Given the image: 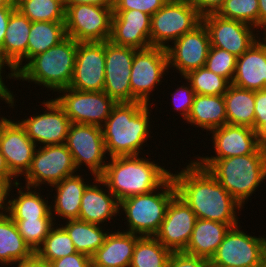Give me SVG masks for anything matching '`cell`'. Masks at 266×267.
<instances>
[{"label": "cell", "instance_id": "obj_17", "mask_svg": "<svg viewBox=\"0 0 266 267\" xmlns=\"http://www.w3.org/2000/svg\"><path fill=\"white\" fill-rule=\"evenodd\" d=\"M137 49L105 41L104 92L117 103L136 102L132 96L130 74Z\"/></svg>", "mask_w": 266, "mask_h": 267}, {"label": "cell", "instance_id": "obj_40", "mask_svg": "<svg viewBox=\"0 0 266 267\" xmlns=\"http://www.w3.org/2000/svg\"><path fill=\"white\" fill-rule=\"evenodd\" d=\"M18 231L29 247L36 252L42 245L50 230L55 226L54 219L13 220Z\"/></svg>", "mask_w": 266, "mask_h": 267}, {"label": "cell", "instance_id": "obj_8", "mask_svg": "<svg viewBox=\"0 0 266 267\" xmlns=\"http://www.w3.org/2000/svg\"><path fill=\"white\" fill-rule=\"evenodd\" d=\"M202 22V16L186 0H168L151 16V46L167 48Z\"/></svg>", "mask_w": 266, "mask_h": 267}, {"label": "cell", "instance_id": "obj_47", "mask_svg": "<svg viewBox=\"0 0 266 267\" xmlns=\"http://www.w3.org/2000/svg\"><path fill=\"white\" fill-rule=\"evenodd\" d=\"M225 0H188V2L201 15L217 13L224 4Z\"/></svg>", "mask_w": 266, "mask_h": 267}, {"label": "cell", "instance_id": "obj_20", "mask_svg": "<svg viewBox=\"0 0 266 267\" xmlns=\"http://www.w3.org/2000/svg\"><path fill=\"white\" fill-rule=\"evenodd\" d=\"M197 216L177 194L167 206L164 220L154 236L172 252L183 251L191 237Z\"/></svg>", "mask_w": 266, "mask_h": 267}, {"label": "cell", "instance_id": "obj_49", "mask_svg": "<svg viewBox=\"0 0 266 267\" xmlns=\"http://www.w3.org/2000/svg\"><path fill=\"white\" fill-rule=\"evenodd\" d=\"M255 119L266 118V89L255 91Z\"/></svg>", "mask_w": 266, "mask_h": 267}, {"label": "cell", "instance_id": "obj_23", "mask_svg": "<svg viewBox=\"0 0 266 267\" xmlns=\"http://www.w3.org/2000/svg\"><path fill=\"white\" fill-rule=\"evenodd\" d=\"M93 181L83 193L78 219L105 226L107 223L104 222L114 220V217L116 220V216L121 215L120 202L100 177L94 178Z\"/></svg>", "mask_w": 266, "mask_h": 267}, {"label": "cell", "instance_id": "obj_6", "mask_svg": "<svg viewBox=\"0 0 266 267\" xmlns=\"http://www.w3.org/2000/svg\"><path fill=\"white\" fill-rule=\"evenodd\" d=\"M176 194V186L170 176L158 189L120 201L119 212L125 214L124 224H127V229L123 231L141 237L155 236L164 220L167 206Z\"/></svg>", "mask_w": 266, "mask_h": 267}, {"label": "cell", "instance_id": "obj_41", "mask_svg": "<svg viewBox=\"0 0 266 267\" xmlns=\"http://www.w3.org/2000/svg\"><path fill=\"white\" fill-rule=\"evenodd\" d=\"M236 63L237 57L235 55L211 46L205 66L209 71L226 78L231 83L235 75Z\"/></svg>", "mask_w": 266, "mask_h": 267}, {"label": "cell", "instance_id": "obj_33", "mask_svg": "<svg viewBox=\"0 0 266 267\" xmlns=\"http://www.w3.org/2000/svg\"><path fill=\"white\" fill-rule=\"evenodd\" d=\"M223 97L227 123L254 129L255 91L242 89L231 84Z\"/></svg>", "mask_w": 266, "mask_h": 267}, {"label": "cell", "instance_id": "obj_55", "mask_svg": "<svg viewBox=\"0 0 266 267\" xmlns=\"http://www.w3.org/2000/svg\"><path fill=\"white\" fill-rule=\"evenodd\" d=\"M16 267H48V265L44 264L43 262L38 261L36 258L27 261L18 263Z\"/></svg>", "mask_w": 266, "mask_h": 267}, {"label": "cell", "instance_id": "obj_18", "mask_svg": "<svg viewBox=\"0 0 266 267\" xmlns=\"http://www.w3.org/2000/svg\"><path fill=\"white\" fill-rule=\"evenodd\" d=\"M105 41L77 42L76 60L69 88L104 91Z\"/></svg>", "mask_w": 266, "mask_h": 267}, {"label": "cell", "instance_id": "obj_43", "mask_svg": "<svg viewBox=\"0 0 266 267\" xmlns=\"http://www.w3.org/2000/svg\"><path fill=\"white\" fill-rule=\"evenodd\" d=\"M168 0H115L113 11L139 10L150 16L162 8Z\"/></svg>", "mask_w": 266, "mask_h": 267}, {"label": "cell", "instance_id": "obj_25", "mask_svg": "<svg viewBox=\"0 0 266 267\" xmlns=\"http://www.w3.org/2000/svg\"><path fill=\"white\" fill-rule=\"evenodd\" d=\"M261 37L237 57L232 85L253 91L266 89V33Z\"/></svg>", "mask_w": 266, "mask_h": 267}, {"label": "cell", "instance_id": "obj_45", "mask_svg": "<svg viewBox=\"0 0 266 267\" xmlns=\"http://www.w3.org/2000/svg\"><path fill=\"white\" fill-rule=\"evenodd\" d=\"M91 258L83 253L76 252L72 255L51 261L48 267H91Z\"/></svg>", "mask_w": 266, "mask_h": 267}, {"label": "cell", "instance_id": "obj_54", "mask_svg": "<svg viewBox=\"0 0 266 267\" xmlns=\"http://www.w3.org/2000/svg\"><path fill=\"white\" fill-rule=\"evenodd\" d=\"M0 177H4L7 179H16V177L9 170L5 158L1 152H0Z\"/></svg>", "mask_w": 266, "mask_h": 267}, {"label": "cell", "instance_id": "obj_52", "mask_svg": "<svg viewBox=\"0 0 266 267\" xmlns=\"http://www.w3.org/2000/svg\"><path fill=\"white\" fill-rule=\"evenodd\" d=\"M258 31L266 33V0H258Z\"/></svg>", "mask_w": 266, "mask_h": 267}, {"label": "cell", "instance_id": "obj_11", "mask_svg": "<svg viewBox=\"0 0 266 267\" xmlns=\"http://www.w3.org/2000/svg\"><path fill=\"white\" fill-rule=\"evenodd\" d=\"M166 73L169 74V68L165 48L151 46L137 49L130 74L132 96L144 104H154L150 102V97L157 86L162 84L163 77L168 75Z\"/></svg>", "mask_w": 266, "mask_h": 267}, {"label": "cell", "instance_id": "obj_13", "mask_svg": "<svg viewBox=\"0 0 266 267\" xmlns=\"http://www.w3.org/2000/svg\"><path fill=\"white\" fill-rule=\"evenodd\" d=\"M65 27L76 42L109 41L113 8L89 4L65 5Z\"/></svg>", "mask_w": 266, "mask_h": 267}, {"label": "cell", "instance_id": "obj_35", "mask_svg": "<svg viewBox=\"0 0 266 267\" xmlns=\"http://www.w3.org/2000/svg\"><path fill=\"white\" fill-rule=\"evenodd\" d=\"M171 253L154 236H143L135 244L129 267H168Z\"/></svg>", "mask_w": 266, "mask_h": 267}, {"label": "cell", "instance_id": "obj_9", "mask_svg": "<svg viewBox=\"0 0 266 267\" xmlns=\"http://www.w3.org/2000/svg\"><path fill=\"white\" fill-rule=\"evenodd\" d=\"M80 172L85 165L93 178L100 177L109 159L106 157L102 128L97 125L71 123L64 143Z\"/></svg>", "mask_w": 266, "mask_h": 267}, {"label": "cell", "instance_id": "obj_26", "mask_svg": "<svg viewBox=\"0 0 266 267\" xmlns=\"http://www.w3.org/2000/svg\"><path fill=\"white\" fill-rule=\"evenodd\" d=\"M82 176L84 175L76 173L65 177L61 182L51 186L52 191L50 192H53V190L56 191V193H53L55 195H53L54 197L51 201L52 205L50 204L51 214L56 224L57 216L60 217L58 220L64 219L63 222L78 219L83 193L86 187L90 184V180L85 182V179Z\"/></svg>", "mask_w": 266, "mask_h": 267}, {"label": "cell", "instance_id": "obj_1", "mask_svg": "<svg viewBox=\"0 0 266 267\" xmlns=\"http://www.w3.org/2000/svg\"><path fill=\"white\" fill-rule=\"evenodd\" d=\"M189 162L179 172H171L177 195L195 212L197 219L228 225L240 224L237 215L244 207L221 186L208 169L202 168L193 159Z\"/></svg>", "mask_w": 266, "mask_h": 267}, {"label": "cell", "instance_id": "obj_4", "mask_svg": "<svg viewBox=\"0 0 266 267\" xmlns=\"http://www.w3.org/2000/svg\"><path fill=\"white\" fill-rule=\"evenodd\" d=\"M243 207L266 179V150L224 159H197ZM257 189V190H256ZM247 201V202H246Z\"/></svg>", "mask_w": 266, "mask_h": 267}, {"label": "cell", "instance_id": "obj_42", "mask_svg": "<svg viewBox=\"0 0 266 267\" xmlns=\"http://www.w3.org/2000/svg\"><path fill=\"white\" fill-rule=\"evenodd\" d=\"M185 82L181 86H177L175 91L170 94L172 95V104L174 111L180 113V116L184 119L183 122L187 120V117L190 113L193 100L195 97V92L193 91L190 83L184 78Z\"/></svg>", "mask_w": 266, "mask_h": 267}, {"label": "cell", "instance_id": "obj_38", "mask_svg": "<svg viewBox=\"0 0 266 267\" xmlns=\"http://www.w3.org/2000/svg\"><path fill=\"white\" fill-rule=\"evenodd\" d=\"M183 78L199 95H224L231 85L226 78L209 71L206 66L189 72Z\"/></svg>", "mask_w": 266, "mask_h": 267}, {"label": "cell", "instance_id": "obj_28", "mask_svg": "<svg viewBox=\"0 0 266 267\" xmlns=\"http://www.w3.org/2000/svg\"><path fill=\"white\" fill-rule=\"evenodd\" d=\"M21 184L24 183L19 182L14 185V189H18V194L14 195V197L17 195L15 198L13 195L10 197L8 216L12 220L54 219L49 205L51 202L47 200L49 199L47 195L45 198L40 188L38 190L24 185L22 187Z\"/></svg>", "mask_w": 266, "mask_h": 267}, {"label": "cell", "instance_id": "obj_50", "mask_svg": "<svg viewBox=\"0 0 266 267\" xmlns=\"http://www.w3.org/2000/svg\"><path fill=\"white\" fill-rule=\"evenodd\" d=\"M254 131L256 133L259 147L266 150V118L255 119Z\"/></svg>", "mask_w": 266, "mask_h": 267}, {"label": "cell", "instance_id": "obj_12", "mask_svg": "<svg viewBox=\"0 0 266 267\" xmlns=\"http://www.w3.org/2000/svg\"><path fill=\"white\" fill-rule=\"evenodd\" d=\"M62 93V94H60ZM54 99L63 108L71 123L102 126L117 102L104 91H79L64 88Z\"/></svg>", "mask_w": 266, "mask_h": 267}, {"label": "cell", "instance_id": "obj_36", "mask_svg": "<svg viewBox=\"0 0 266 267\" xmlns=\"http://www.w3.org/2000/svg\"><path fill=\"white\" fill-rule=\"evenodd\" d=\"M72 239L57 223L50 230L42 245L36 250L35 258L48 265L51 261L76 253Z\"/></svg>", "mask_w": 266, "mask_h": 267}, {"label": "cell", "instance_id": "obj_5", "mask_svg": "<svg viewBox=\"0 0 266 267\" xmlns=\"http://www.w3.org/2000/svg\"><path fill=\"white\" fill-rule=\"evenodd\" d=\"M76 52L77 42L67 36L54 47L33 57L13 79L33 82L53 92L68 88L73 77Z\"/></svg>", "mask_w": 266, "mask_h": 267}, {"label": "cell", "instance_id": "obj_39", "mask_svg": "<svg viewBox=\"0 0 266 267\" xmlns=\"http://www.w3.org/2000/svg\"><path fill=\"white\" fill-rule=\"evenodd\" d=\"M258 0H225L216 13L220 17L233 19L258 29Z\"/></svg>", "mask_w": 266, "mask_h": 267}, {"label": "cell", "instance_id": "obj_53", "mask_svg": "<svg viewBox=\"0 0 266 267\" xmlns=\"http://www.w3.org/2000/svg\"><path fill=\"white\" fill-rule=\"evenodd\" d=\"M5 67H7V66L0 60V94L2 96H11L13 94V91H11L10 88H8L6 86V84H5L4 80H3L5 78L3 76L6 73L5 69H8V68H5ZM3 72H4V75H3Z\"/></svg>", "mask_w": 266, "mask_h": 267}, {"label": "cell", "instance_id": "obj_44", "mask_svg": "<svg viewBox=\"0 0 266 267\" xmlns=\"http://www.w3.org/2000/svg\"><path fill=\"white\" fill-rule=\"evenodd\" d=\"M168 267H211L209 260L185 253L174 251L171 253Z\"/></svg>", "mask_w": 266, "mask_h": 267}, {"label": "cell", "instance_id": "obj_48", "mask_svg": "<svg viewBox=\"0 0 266 267\" xmlns=\"http://www.w3.org/2000/svg\"><path fill=\"white\" fill-rule=\"evenodd\" d=\"M16 9L15 2L10 3L4 8H0V60L3 62V43L6 28L10 19L11 13Z\"/></svg>", "mask_w": 266, "mask_h": 267}, {"label": "cell", "instance_id": "obj_57", "mask_svg": "<svg viewBox=\"0 0 266 267\" xmlns=\"http://www.w3.org/2000/svg\"><path fill=\"white\" fill-rule=\"evenodd\" d=\"M12 2H15V0H0V8L8 6Z\"/></svg>", "mask_w": 266, "mask_h": 267}, {"label": "cell", "instance_id": "obj_30", "mask_svg": "<svg viewBox=\"0 0 266 267\" xmlns=\"http://www.w3.org/2000/svg\"><path fill=\"white\" fill-rule=\"evenodd\" d=\"M186 123L210 132L227 124L223 95L195 94Z\"/></svg>", "mask_w": 266, "mask_h": 267}, {"label": "cell", "instance_id": "obj_32", "mask_svg": "<svg viewBox=\"0 0 266 267\" xmlns=\"http://www.w3.org/2000/svg\"><path fill=\"white\" fill-rule=\"evenodd\" d=\"M59 225L72 239L76 251L90 258L103 245L105 237L110 230V228L105 229L106 227L104 226L91 224L79 219L67 220Z\"/></svg>", "mask_w": 266, "mask_h": 267}, {"label": "cell", "instance_id": "obj_27", "mask_svg": "<svg viewBox=\"0 0 266 267\" xmlns=\"http://www.w3.org/2000/svg\"><path fill=\"white\" fill-rule=\"evenodd\" d=\"M141 236L119 231H111L106 235L103 245L91 257V266L129 267L133 250Z\"/></svg>", "mask_w": 266, "mask_h": 267}, {"label": "cell", "instance_id": "obj_7", "mask_svg": "<svg viewBox=\"0 0 266 267\" xmlns=\"http://www.w3.org/2000/svg\"><path fill=\"white\" fill-rule=\"evenodd\" d=\"M241 228L238 224L229 229L209 260L211 267H266V237Z\"/></svg>", "mask_w": 266, "mask_h": 267}, {"label": "cell", "instance_id": "obj_51", "mask_svg": "<svg viewBox=\"0 0 266 267\" xmlns=\"http://www.w3.org/2000/svg\"><path fill=\"white\" fill-rule=\"evenodd\" d=\"M81 4L114 8L115 0H68L65 3V5H81Z\"/></svg>", "mask_w": 266, "mask_h": 267}, {"label": "cell", "instance_id": "obj_21", "mask_svg": "<svg viewBox=\"0 0 266 267\" xmlns=\"http://www.w3.org/2000/svg\"><path fill=\"white\" fill-rule=\"evenodd\" d=\"M214 156H194V159H224L254 153L258 148L256 133L253 128L243 125L226 124L211 130ZM216 155V156H215Z\"/></svg>", "mask_w": 266, "mask_h": 267}, {"label": "cell", "instance_id": "obj_24", "mask_svg": "<svg viewBox=\"0 0 266 267\" xmlns=\"http://www.w3.org/2000/svg\"><path fill=\"white\" fill-rule=\"evenodd\" d=\"M31 24L30 19L17 8L10 15L3 43V63L10 70V73L5 75L6 79H13L26 65Z\"/></svg>", "mask_w": 266, "mask_h": 267}, {"label": "cell", "instance_id": "obj_14", "mask_svg": "<svg viewBox=\"0 0 266 267\" xmlns=\"http://www.w3.org/2000/svg\"><path fill=\"white\" fill-rule=\"evenodd\" d=\"M171 44L166 48L168 68L179 73L181 78L205 66L211 43L203 22Z\"/></svg>", "mask_w": 266, "mask_h": 267}, {"label": "cell", "instance_id": "obj_34", "mask_svg": "<svg viewBox=\"0 0 266 267\" xmlns=\"http://www.w3.org/2000/svg\"><path fill=\"white\" fill-rule=\"evenodd\" d=\"M66 37L65 21L32 22L27 46V63Z\"/></svg>", "mask_w": 266, "mask_h": 267}, {"label": "cell", "instance_id": "obj_2", "mask_svg": "<svg viewBox=\"0 0 266 267\" xmlns=\"http://www.w3.org/2000/svg\"><path fill=\"white\" fill-rule=\"evenodd\" d=\"M151 106V107H150ZM153 105L142 102L117 103L101 126L107 156L141 155L151 137L150 119ZM150 110V111H149Z\"/></svg>", "mask_w": 266, "mask_h": 267}, {"label": "cell", "instance_id": "obj_16", "mask_svg": "<svg viewBox=\"0 0 266 267\" xmlns=\"http://www.w3.org/2000/svg\"><path fill=\"white\" fill-rule=\"evenodd\" d=\"M44 112L18 120L27 136L40 147L64 144L70 127V119L55 99L42 101ZM34 115V116H33Z\"/></svg>", "mask_w": 266, "mask_h": 267}, {"label": "cell", "instance_id": "obj_46", "mask_svg": "<svg viewBox=\"0 0 266 267\" xmlns=\"http://www.w3.org/2000/svg\"><path fill=\"white\" fill-rule=\"evenodd\" d=\"M19 180L0 177V218L8 215L10 193L14 185L20 182Z\"/></svg>", "mask_w": 266, "mask_h": 267}, {"label": "cell", "instance_id": "obj_56", "mask_svg": "<svg viewBox=\"0 0 266 267\" xmlns=\"http://www.w3.org/2000/svg\"><path fill=\"white\" fill-rule=\"evenodd\" d=\"M16 96L14 94H12L11 96H1L0 97V101H4L6 104H8L7 106H11L10 108H14V106H16V99H14ZM1 116V114H0ZM6 116H1L0 117V123L5 119Z\"/></svg>", "mask_w": 266, "mask_h": 267}, {"label": "cell", "instance_id": "obj_10", "mask_svg": "<svg viewBox=\"0 0 266 267\" xmlns=\"http://www.w3.org/2000/svg\"><path fill=\"white\" fill-rule=\"evenodd\" d=\"M77 171L65 144L47 145L36 148L31 166L22 177L25 186L39 189L43 185L51 187Z\"/></svg>", "mask_w": 266, "mask_h": 267}, {"label": "cell", "instance_id": "obj_3", "mask_svg": "<svg viewBox=\"0 0 266 267\" xmlns=\"http://www.w3.org/2000/svg\"><path fill=\"white\" fill-rule=\"evenodd\" d=\"M144 158L140 155L109 158L100 178L119 202L158 189L171 176L170 169Z\"/></svg>", "mask_w": 266, "mask_h": 267}, {"label": "cell", "instance_id": "obj_31", "mask_svg": "<svg viewBox=\"0 0 266 267\" xmlns=\"http://www.w3.org/2000/svg\"><path fill=\"white\" fill-rule=\"evenodd\" d=\"M35 258V252L20 235L16 223L8 216L0 218V265H15ZM3 264V265H2Z\"/></svg>", "mask_w": 266, "mask_h": 267}, {"label": "cell", "instance_id": "obj_29", "mask_svg": "<svg viewBox=\"0 0 266 267\" xmlns=\"http://www.w3.org/2000/svg\"><path fill=\"white\" fill-rule=\"evenodd\" d=\"M233 226L236 225L197 219L190 240L183 252L210 260Z\"/></svg>", "mask_w": 266, "mask_h": 267}, {"label": "cell", "instance_id": "obj_19", "mask_svg": "<svg viewBox=\"0 0 266 267\" xmlns=\"http://www.w3.org/2000/svg\"><path fill=\"white\" fill-rule=\"evenodd\" d=\"M36 148L20 122L5 117L0 123V152L16 178L27 173Z\"/></svg>", "mask_w": 266, "mask_h": 267}, {"label": "cell", "instance_id": "obj_37", "mask_svg": "<svg viewBox=\"0 0 266 267\" xmlns=\"http://www.w3.org/2000/svg\"><path fill=\"white\" fill-rule=\"evenodd\" d=\"M16 8L31 22L65 21V3L62 0H15Z\"/></svg>", "mask_w": 266, "mask_h": 267}, {"label": "cell", "instance_id": "obj_22", "mask_svg": "<svg viewBox=\"0 0 266 267\" xmlns=\"http://www.w3.org/2000/svg\"><path fill=\"white\" fill-rule=\"evenodd\" d=\"M151 16L139 10L113 11L110 42L117 46L151 47Z\"/></svg>", "mask_w": 266, "mask_h": 267}, {"label": "cell", "instance_id": "obj_15", "mask_svg": "<svg viewBox=\"0 0 266 267\" xmlns=\"http://www.w3.org/2000/svg\"><path fill=\"white\" fill-rule=\"evenodd\" d=\"M202 22L208 30L211 46L226 50L236 57L241 56L262 35L251 25L220 17L216 13L202 16Z\"/></svg>", "mask_w": 266, "mask_h": 267}]
</instances>
